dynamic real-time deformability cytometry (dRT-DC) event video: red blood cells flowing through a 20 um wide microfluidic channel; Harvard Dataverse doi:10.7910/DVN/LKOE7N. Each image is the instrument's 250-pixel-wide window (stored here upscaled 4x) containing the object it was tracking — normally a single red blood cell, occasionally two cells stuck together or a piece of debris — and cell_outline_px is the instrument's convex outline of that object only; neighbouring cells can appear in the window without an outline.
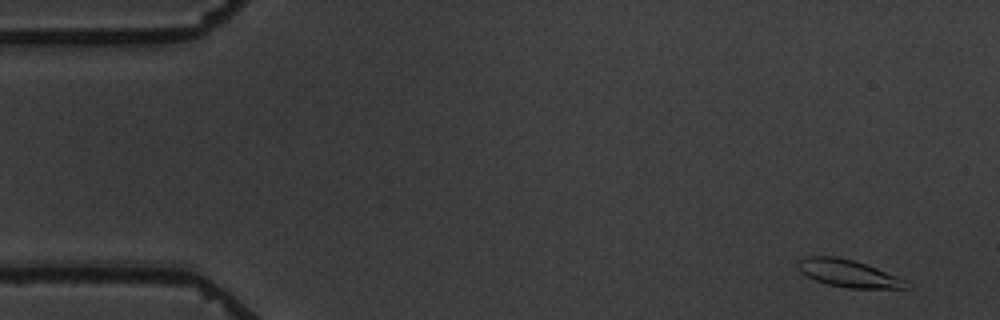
{"species": "common noctule bat (a hibernating species)", "species_latin": "Nyctalus noctula", "temperature_condition": "warm", "stored_images_in_passage": 6, "camera_frame_rate_fps": 3000, "um_per_image_px": 0.085, "animal": {"sex": "male", "body_mass_g": 19.5, "forearm_length_mm": 54.6}, "frame": {"image": 1, "passage_image": 1, "time_ms": 0.0, "image_size_px": [1000, 320], "cell_outline_px": [[912, 288], [848, 288], [828, 284], [816, 280], [800, 272], [796, 268], [796, 260], [804, 256], [836, 256], [852, 260], [876, 268], [896, 276], [904, 280]], "centroid_in_image_um": [72.03, 23.22], "position_along_channel_um": 13.0, "area_um2": 17.17}}
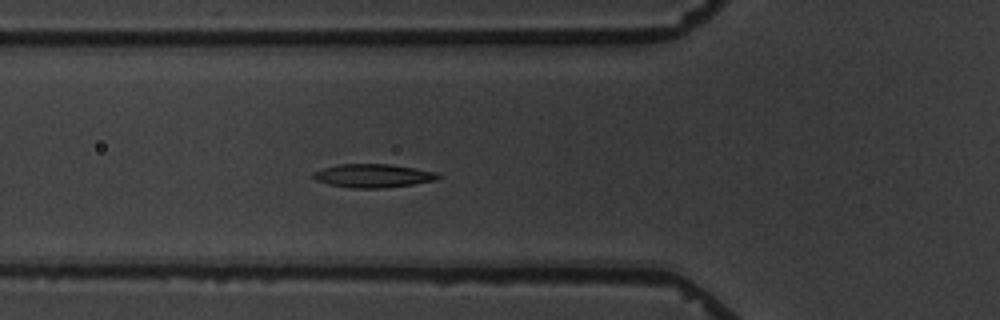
{"frame": {"image": 2, "passage_image": 6, "time_ms": 5.667, "image_size_px": [1000, 320], "cell_outline_px": [[440, 176], [436, 180], [412, 184], [380, 188], [348, 188], [328, 184], [316, 180], [312, 176], [312, 172], [324, 168], [340, 164], [388, 164], [416, 168], [436, 172]], "centroid_in_image_um": [31.68, 14.94], "position_along_channel_um": 94.1, "area_um2": 16.99}}